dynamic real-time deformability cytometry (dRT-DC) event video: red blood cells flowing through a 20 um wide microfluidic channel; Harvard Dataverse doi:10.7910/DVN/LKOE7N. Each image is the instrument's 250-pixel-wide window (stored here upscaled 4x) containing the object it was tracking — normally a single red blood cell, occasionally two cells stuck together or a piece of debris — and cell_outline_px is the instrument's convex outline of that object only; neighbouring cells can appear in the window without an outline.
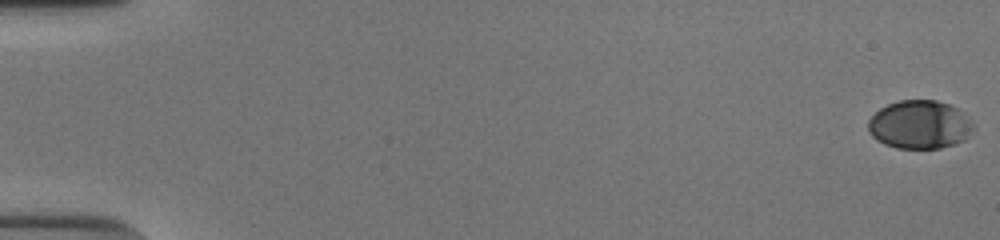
{"species": "human", "species_latin": "Homo sapiens", "temperature_condition": "cold", "stored_images_in_passage": 55, "camera_frame_rate_fps": 3000, "um_per_image_px": 0.085, "donor": {"sex": "male"}, "frame": {"image": 1, "passage_image": 1, "time_ms": 0.0, "image_size_px": [1000, 240], "cell_outline_px": [[976, 128], [964, 140], [940, 148], [896, 148], [884, 144], [876, 140], [868, 132], [868, 120], [880, 108], [888, 104], [900, 100], [936, 100], [960, 108], [976, 124]], "centroid_in_image_um": [78.21, 10.59], "position_along_channel_um": 6.8, "area_um2": 30.06}}
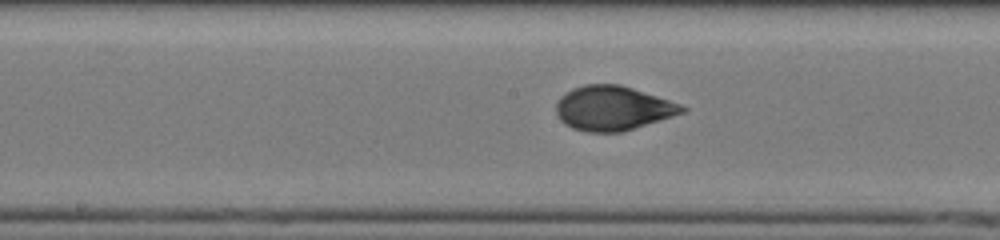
{"frame": {"image": 2, "passage_image": 30, "time_ms": 9.667, "image_size_px": [1000, 240], "cell_outline_px": [[688, 108], [684, 112], [672, 116], [620, 132], [584, 132], [572, 128], [564, 124], [560, 120], [556, 112], [556, 100], [564, 92], [572, 88], [584, 84], [620, 84], [680, 104]], "centroid_in_image_um": [52.02, 9.19], "position_along_channel_um": 196.2, "area_um2": 32.48}}
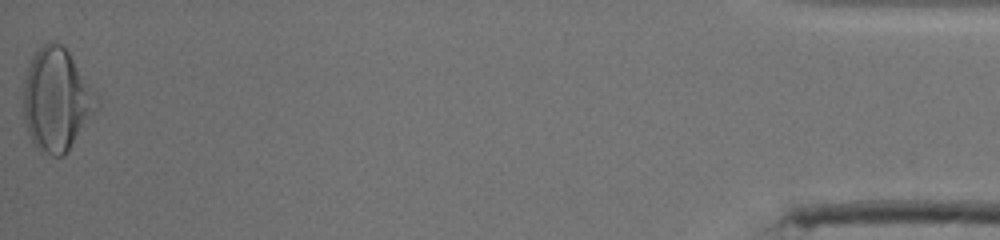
{"frame": {"image": 3, "passage_image": 55, "time_ms": 18.0, "image_size_px": [1000, 240], "cell_outline_px": [[100, 104], [68, 152], [64, 156], [52, 156], [40, 152], [32, 144], [24, 120], [24, 80], [32, 56], [44, 44], [52, 40], [60, 44], [68, 52], [96, 92], [100, 100]], "centroid_in_image_um": [4.81, 8.52], "position_along_channel_um": 430.4, "area_um2": 43.87}, "authors_computed_cell_mechanics": {"area_um2": 32.1368, "velocity_mm_per_s": 3.8666, "shape_relaxation_time_tau1_ms": 6.1344, "shape_relaxation_time_tau2_ms": 0.6735, "deformation_change_tau1": 0.2114, "deformation_change_tau2": 0.0497}}